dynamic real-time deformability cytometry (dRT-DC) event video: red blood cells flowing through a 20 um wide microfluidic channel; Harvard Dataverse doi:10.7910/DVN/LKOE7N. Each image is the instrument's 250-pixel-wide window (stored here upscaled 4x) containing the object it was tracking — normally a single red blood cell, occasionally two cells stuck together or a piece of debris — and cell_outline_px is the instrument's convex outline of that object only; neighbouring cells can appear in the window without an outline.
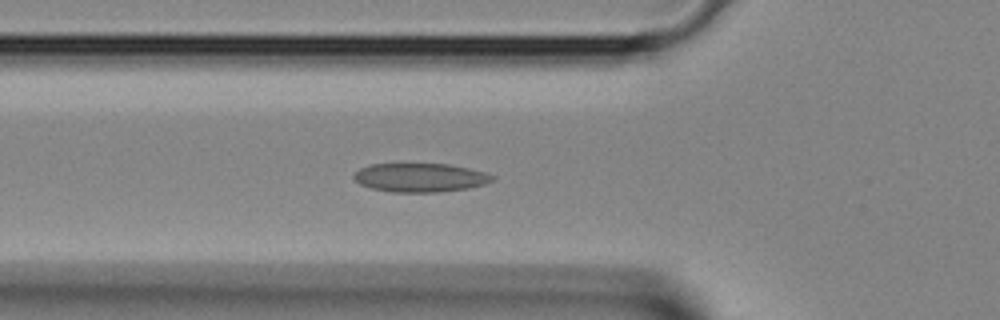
{"species": "Egyptian fruit bat (a non-hibernating species)", "species_latin": "Rousettus aegyptiacus", "temperature_condition": "room temperature", "stored_images_in_passage": 29, "camera_frame_rate_fps": 3000, "um_per_image_px": 0.085, "animal": {"sex": "female"}, "frame": {"image": 1, "passage_image": 3, "time_ms": 0.667, "image_size_px": [1000, 320], "cell_outline_px": [[496, 180], [484, 184], [468, 188], [440, 192], [392, 192], [372, 188], [360, 184], [352, 176], [360, 168], [368, 164], [448, 164], [468, 168], [484, 172], [496, 176]], "centroid_in_image_um": [35.73, 15.09], "position_along_channel_um": 90.1, "area_um2": 23.24}}
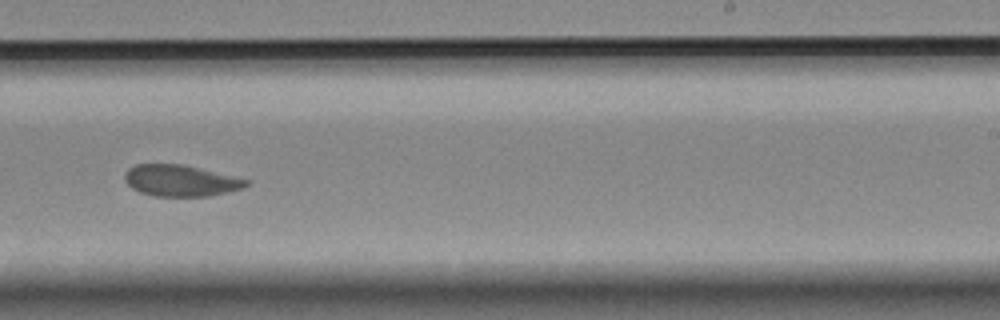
{"frame": {"image": 2, "passage_image": 14, "time_ms": 4.333, "image_size_px": [1000, 320], "cell_outline_px": [[248, 184], [244, 188], [212, 196], [152, 196], [140, 192], [132, 188], [124, 180], [124, 172], [128, 168], [136, 164], [180, 164], [200, 168], [248, 180]], "centroid_in_image_um": [15.31, 15.36], "position_along_channel_um": 273.7, "area_um2": 22.2}}
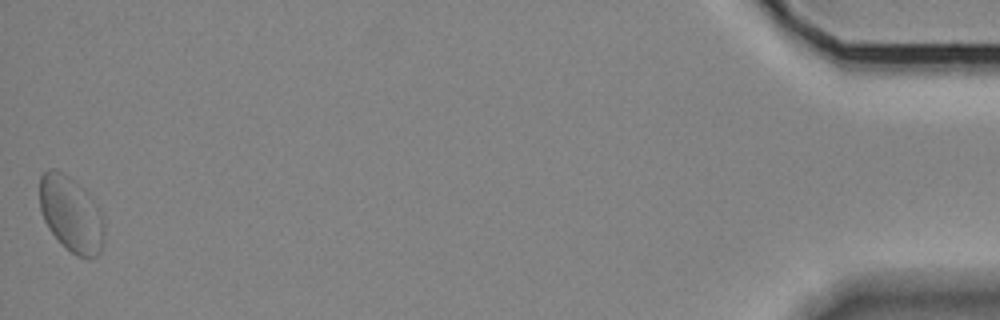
{"frame": {"image": 3, "passage_image": 29, "time_ms": 9.333, "image_size_px": [1000, 320], "cell_outline_px": [[104, 244], [100, 252], [96, 256], [88, 260], [76, 256], [48, 228], [44, 220], [40, 208], [40, 176], [48, 168], [56, 168], [68, 176], [84, 188], [88, 192], [100, 208], [104, 216]], "centroid_in_image_um": [6.09, 18.19], "position_along_channel_um": 429.1, "area_um2": 28.84}}